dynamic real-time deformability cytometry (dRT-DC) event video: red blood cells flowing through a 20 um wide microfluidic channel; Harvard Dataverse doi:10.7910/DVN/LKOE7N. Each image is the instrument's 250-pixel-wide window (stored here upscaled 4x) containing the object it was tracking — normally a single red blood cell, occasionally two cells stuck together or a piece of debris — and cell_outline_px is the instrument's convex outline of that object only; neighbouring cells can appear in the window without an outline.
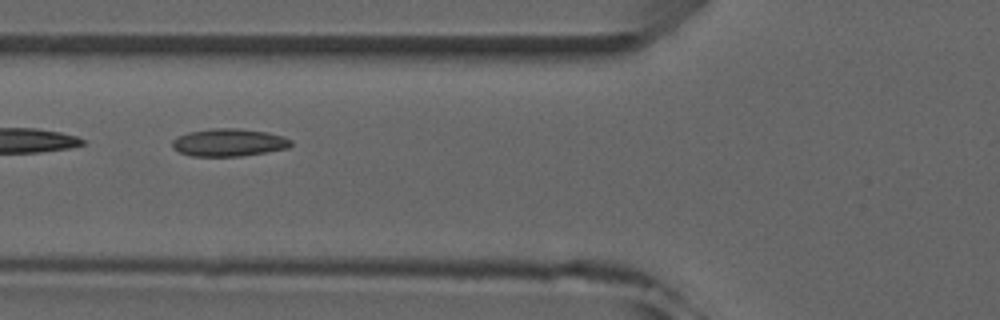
{"species": "common noctule bat (a hibernating species)", "species_latin": "Nyctalus noctula", "temperature_condition": "room temperature", "stored_images_in_passage": 5, "camera_frame_rate_fps": 3000, "um_per_image_px": 0.085, "animal": {"sex": "male", "forearm_length_mm": 52.5}, "frame": {"image": 1, "passage_image": 5, "time_ms": 5.667, "image_size_px": [1000, 320], "cell_outline_px": [[292, 144], [288, 148], [268, 152], [240, 156], [192, 156], [180, 152], [172, 148], [172, 140], [176, 136], [188, 132], [212, 128], [236, 128], [268, 132], [292, 140]], "centroid_in_image_um": [19.43, 12.11], "position_along_channel_um": 106.4, "area_um2": 19.19}}